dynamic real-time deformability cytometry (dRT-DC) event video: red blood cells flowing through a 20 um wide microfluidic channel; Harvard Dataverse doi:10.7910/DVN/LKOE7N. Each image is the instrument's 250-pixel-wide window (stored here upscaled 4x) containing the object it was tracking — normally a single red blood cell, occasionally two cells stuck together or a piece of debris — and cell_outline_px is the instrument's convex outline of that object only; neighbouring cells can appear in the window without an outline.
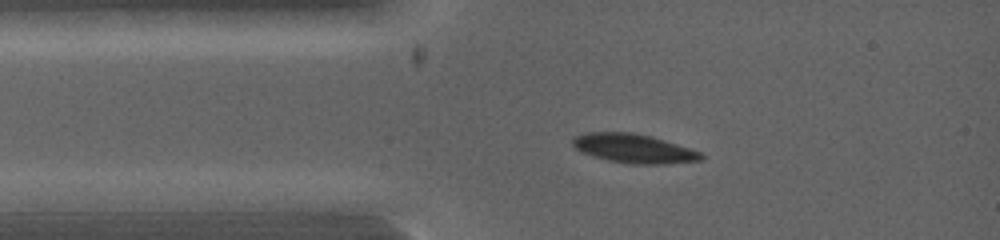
{"species": "common noctule bat (a hibernating species)", "species_latin": "Nyctalus noctula", "temperature_condition": "warm", "stored_images_in_passage": 2, "camera_frame_rate_fps": 5000, "um_per_image_px": 0.085, "animal": {"sex": "female", "body_mass_g": 19.0, "forearm_length_mm": 53.3}, "frame": {"image": 1, "passage_image": 1, "time_ms": 0.0, "image_size_px": [1000, 240], "cell_outline_px": [[704, 156], [700, 160], [664, 164], [628, 164], [608, 160], [584, 152], [576, 148], [572, 144], [572, 136], [584, 132], [632, 132], [652, 136], [700, 152]], "centroid_in_image_um": [53.83, 12.61], "position_along_channel_um": 31.2, "area_um2": 21.56}}
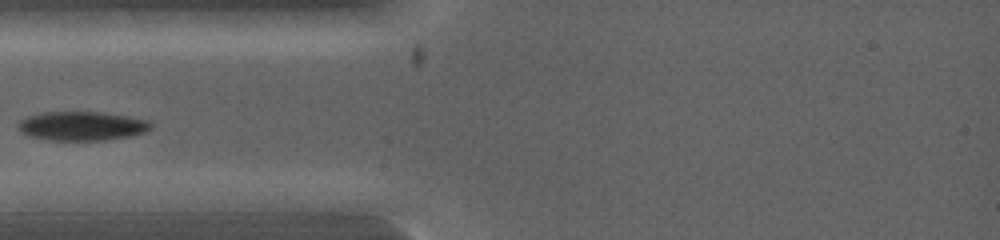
{"frame": {"image": 2, "passage_image": 2, "time_ms": 1.0, "image_size_px": [1000, 240], "cell_outline_px": [[152, 128], [144, 132], [128, 136], [108, 140], [52, 140], [28, 136], [16, 124], [20, 120], [28, 116], [40, 112], [100, 112], [128, 116], [148, 120], [152, 124]], "centroid_in_image_um": [6.97, 10.7], "position_along_channel_um": 78.0, "area_um2": 22.37}}